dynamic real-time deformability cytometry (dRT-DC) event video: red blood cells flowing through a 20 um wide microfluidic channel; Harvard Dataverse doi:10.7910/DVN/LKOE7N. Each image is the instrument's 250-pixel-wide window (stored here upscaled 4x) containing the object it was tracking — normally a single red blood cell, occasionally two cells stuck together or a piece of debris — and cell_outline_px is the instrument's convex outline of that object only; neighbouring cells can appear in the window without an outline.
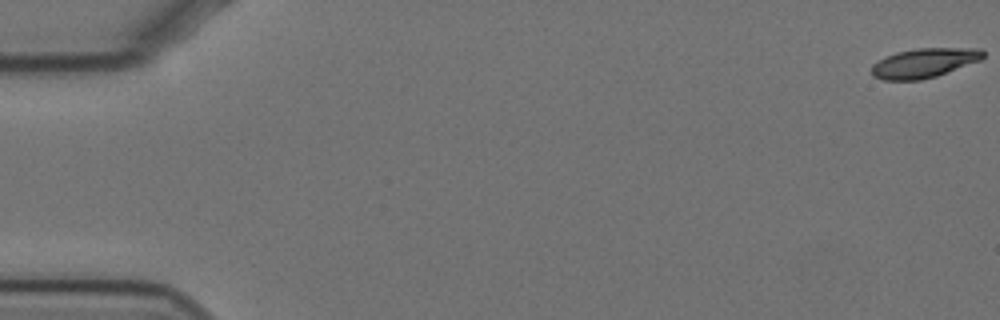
{"species": "Egyptian fruit bat (a non-hibernating species)", "species_latin": "Rousettus aegyptiacus", "temperature_condition": "cold", "stored_images_in_passage": 16, "camera_frame_rate_fps": 3000, "um_per_image_px": 0.085, "animal": {"sex": "female"}, "frame": {"image": 1, "passage_image": 1, "time_ms": 0.0, "image_size_px": [1000, 320], "cell_outline_px": [[984, 56], [980, 60], [936, 76], [920, 80], [884, 80], [872, 76], [872, 64], [884, 56], [896, 52], [916, 48], [980, 48], [984, 52]], "centroid_in_image_um": [78.52, 5.34], "position_along_channel_um": 6.5, "area_um2": 19.13}}
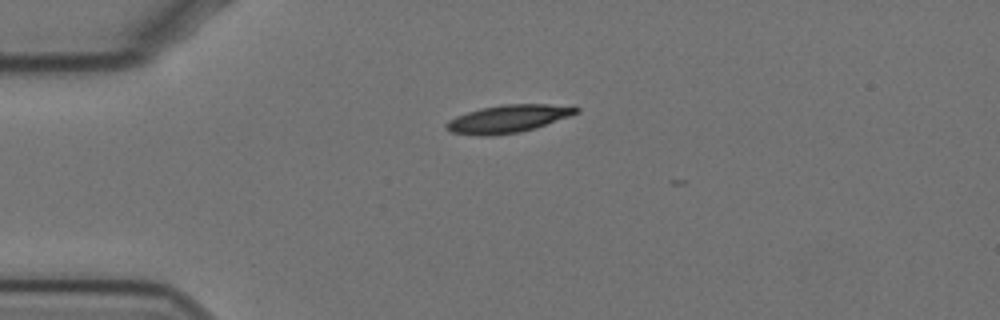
{"frame": {"image": 2, "passage_image": 15, "time_ms": 4.667, "image_size_px": [1000, 320], "cell_outline_px": [[580, 112], [536, 128], [520, 132], [492, 136], [480, 136], [452, 132], [444, 128], [444, 124], [448, 120], [456, 116], [480, 108], [500, 104], [548, 104], [580, 108]], "centroid_in_image_um": [43.14, 10.1], "position_along_channel_um": 41.9, "area_um2": 21.04}}